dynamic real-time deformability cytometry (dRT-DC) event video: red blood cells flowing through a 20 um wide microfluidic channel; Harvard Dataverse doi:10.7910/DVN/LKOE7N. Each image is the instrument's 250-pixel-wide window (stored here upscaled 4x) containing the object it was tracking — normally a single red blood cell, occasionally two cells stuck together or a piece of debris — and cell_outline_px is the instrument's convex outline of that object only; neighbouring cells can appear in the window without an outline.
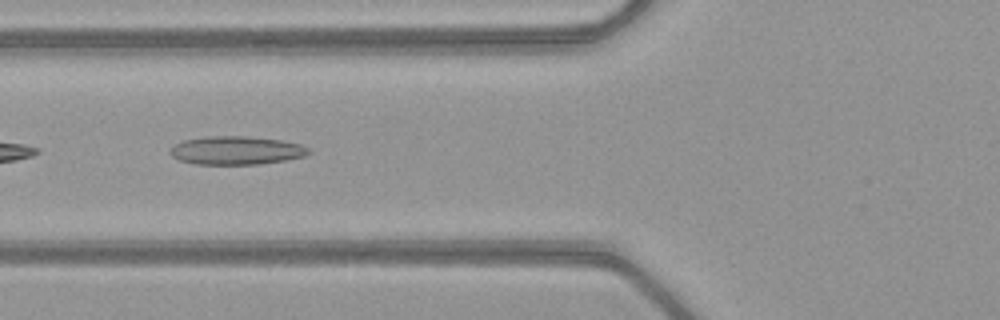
{"species": "common noctule bat (a hibernating species)", "species_latin": "Nyctalus noctula", "temperature_condition": "warm", "stored_images_in_passage": 6, "camera_frame_rate_fps": 3000, "um_per_image_px": 0.085, "animal": {"sex": "female", "body_mass_g": 21.9}, "frame": {"image": 1, "passage_image": 4, "time_ms": 1.0, "image_size_px": [1000, 320], "cell_outline_px": [[312, 152], [304, 156], [284, 160], [256, 164], [196, 164], [180, 160], [172, 156], [168, 152], [176, 144], [184, 140], [204, 136], [244, 136], [280, 140], [300, 144], [308, 148]], "centroid_in_image_um": [20.07, 12.78], "position_along_channel_um": 105.7, "area_um2": 22.72}}